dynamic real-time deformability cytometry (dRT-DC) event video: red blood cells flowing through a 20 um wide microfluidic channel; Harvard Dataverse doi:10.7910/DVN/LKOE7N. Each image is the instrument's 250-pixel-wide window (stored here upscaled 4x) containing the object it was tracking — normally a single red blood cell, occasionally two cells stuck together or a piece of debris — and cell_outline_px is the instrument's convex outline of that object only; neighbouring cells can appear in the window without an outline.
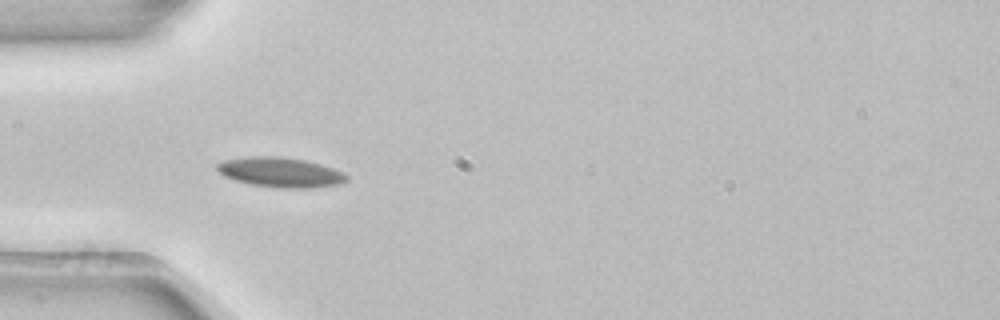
{"species": "common noctule bat (a hibernating species)", "species_latin": "Nyctalus noctula", "temperature_condition": "room temperature", "stored_images_in_passage": 5, "camera_frame_rate_fps": 3000, "um_per_image_px": 0.085, "animal": {"sex": "female", "body_mass_g": 22.7, "forearm_length_mm": 54.2}, "frame": {"image": 1, "passage_image": 4, "time_ms": 1.0, "image_size_px": [1000, 320], "cell_outline_px": [[348, 180], [340, 184], [312, 188], [276, 188], [252, 184], [236, 180], [224, 176], [216, 168], [216, 164], [224, 160], [248, 156], [280, 156], [304, 160], [320, 164], [332, 168], [348, 176]], "centroid_in_image_um": [23.83, 14.64], "position_along_channel_um": 61.2, "area_um2": 22.48}}